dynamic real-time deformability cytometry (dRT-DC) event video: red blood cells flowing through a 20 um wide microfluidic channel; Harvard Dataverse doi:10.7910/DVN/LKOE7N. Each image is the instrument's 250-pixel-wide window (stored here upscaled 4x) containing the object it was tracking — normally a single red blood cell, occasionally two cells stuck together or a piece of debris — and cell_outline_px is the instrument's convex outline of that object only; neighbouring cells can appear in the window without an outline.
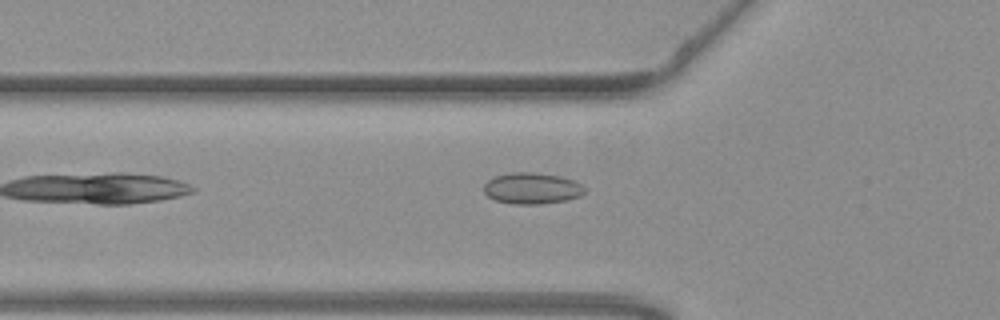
{"species": "common noctule bat (a hibernating species)", "species_latin": "Nyctalus noctula", "temperature_condition": "warm", "stored_images_in_passage": 37, "camera_frame_rate_fps": 3000, "um_per_image_px": 0.085, "animal": {"sex": "female", "body_mass_g": 19.3, "forearm_length_mm": 54.1}, "frame": {"image": 1, "passage_image": 3, "time_ms": 0.667, "image_size_px": [1000, 320], "cell_outline_px": [[584, 192], [580, 196], [568, 200], [540, 204], [512, 204], [496, 200], [488, 196], [484, 192], [484, 184], [488, 180], [496, 176], [512, 172], [536, 172], [560, 176], [572, 180], [580, 184], [584, 188]], "centroid_in_image_um": [45.21, 16.01], "position_along_channel_um": 80.6, "area_um2": 18.32}}
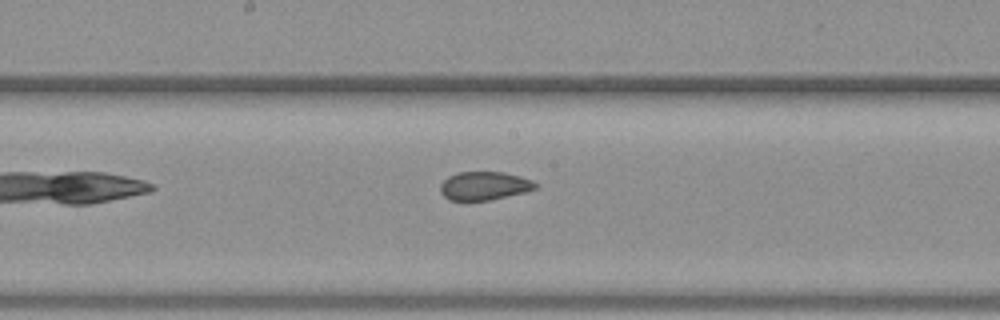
{"frame": {"image": 2, "passage_image": 13, "time_ms": 4.0, "image_size_px": [1000, 320], "cell_outline_px": [[540, 184], [536, 188], [524, 192], [488, 200], [448, 200], [440, 192], [440, 184], [448, 176], [456, 172], [504, 172], [520, 176], [532, 180]], "centroid_in_image_um": [41.16, 15.78], "position_along_channel_um": 207.0, "area_um2": 15.78}}
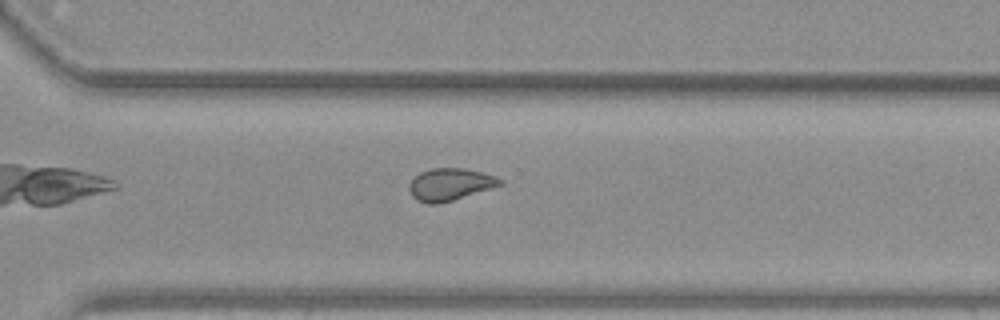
{"frame": {"image": 3, "passage_image": 23, "time_ms": 7.333, "image_size_px": [1000, 320], "cell_outline_px": [[504, 184], [492, 188], [440, 204], [428, 204], [416, 200], [412, 196], [408, 188], [408, 184], [420, 172], [432, 168], [464, 168], [496, 176], [504, 180]], "centroid_in_image_um": [38.25, 15.68], "position_along_channel_um": 332.3, "area_um2": 17.17}, "authors_computed_cell_mechanics": {"area_um2": 16.9932, "velocity_mm_per_s": 3.7678, "shape_relaxation_time_tau1_ms": null, "shape_relaxation_time_tau2_ms": 1.0272, "deformation_change_tau1": null, "deformation_change_tau2": 0.0656}}